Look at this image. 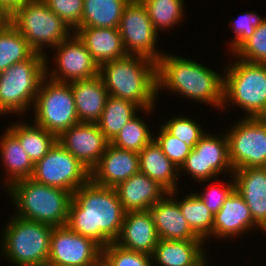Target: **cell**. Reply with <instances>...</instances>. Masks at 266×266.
<instances>
[{
  "label": "cell",
  "mask_w": 266,
  "mask_h": 266,
  "mask_svg": "<svg viewBox=\"0 0 266 266\" xmlns=\"http://www.w3.org/2000/svg\"><path fill=\"white\" fill-rule=\"evenodd\" d=\"M124 215L115 189L89 180L73 192L67 226L103 248L119 237Z\"/></svg>",
  "instance_id": "1"
},
{
  "label": "cell",
  "mask_w": 266,
  "mask_h": 266,
  "mask_svg": "<svg viewBox=\"0 0 266 266\" xmlns=\"http://www.w3.org/2000/svg\"><path fill=\"white\" fill-rule=\"evenodd\" d=\"M178 93L216 108L223 104V75L196 60L163 54L157 62V93Z\"/></svg>",
  "instance_id": "2"
},
{
  "label": "cell",
  "mask_w": 266,
  "mask_h": 266,
  "mask_svg": "<svg viewBox=\"0 0 266 266\" xmlns=\"http://www.w3.org/2000/svg\"><path fill=\"white\" fill-rule=\"evenodd\" d=\"M108 95L134 102L142 111H153L157 99V63L138 56L127 55L99 66Z\"/></svg>",
  "instance_id": "3"
},
{
  "label": "cell",
  "mask_w": 266,
  "mask_h": 266,
  "mask_svg": "<svg viewBox=\"0 0 266 266\" xmlns=\"http://www.w3.org/2000/svg\"><path fill=\"white\" fill-rule=\"evenodd\" d=\"M6 191L14 203L16 217L52 227L67 225L73 193L31 178L13 183Z\"/></svg>",
  "instance_id": "4"
},
{
  "label": "cell",
  "mask_w": 266,
  "mask_h": 266,
  "mask_svg": "<svg viewBox=\"0 0 266 266\" xmlns=\"http://www.w3.org/2000/svg\"><path fill=\"white\" fill-rule=\"evenodd\" d=\"M235 60L224 70L222 111L231 103L244 117L266 118V64Z\"/></svg>",
  "instance_id": "5"
},
{
  "label": "cell",
  "mask_w": 266,
  "mask_h": 266,
  "mask_svg": "<svg viewBox=\"0 0 266 266\" xmlns=\"http://www.w3.org/2000/svg\"><path fill=\"white\" fill-rule=\"evenodd\" d=\"M9 220L2 231L0 246L8 262L15 266H47L54 227L15 215Z\"/></svg>",
  "instance_id": "6"
},
{
  "label": "cell",
  "mask_w": 266,
  "mask_h": 266,
  "mask_svg": "<svg viewBox=\"0 0 266 266\" xmlns=\"http://www.w3.org/2000/svg\"><path fill=\"white\" fill-rule=\"evenodd\" d=\"M45 76L46 58L39 53L0 73V115L31 110Z\"/></svg>",
  "instance_id": "7"
},
{
  "label": "cell",
  "mask_w": 266,
  "mask_h": 266,
  "mask_svg": "<svg viewBox=\"0 0 266 266\" xmlns=\"http://www.w3.org/2000/svg\"><path fill=\"white\" fill-rule=\"evenodd\" d=\"M9 22L28 41L35 53L46 56L45 45L56 47L69 38L74 31L43 0H30L17 8Z\"/></svg>",
  "instance_id": "8"
},
{
  "label": "cell",
  "mask_w": 266,
  "mask_h": 266,
  "mask_svg": "<svg viewBox=\"0 0 266 266\" xmlns=\"http://www.w3.org/2000/svg\"><path fill=\"white\" fill-rule=\"evenodd\" d=\"M33 107L34 123L57 137L79 123L70 83L45 76Z\"/></svg>",
  "instance_id": "9"
},
{
  "label": "cell",
  "mask_w": 266,
  "mask_h": 266,
  "mask_svg": "<svg viewBox=\"0 0 266 266\" xmlns=\"http://www.w3.org/2000/svg\"><path fill=\"white\" fill-rule=\"evenodd\" d=\"M241 119L226 133L233 170L266 167V118Z\"/></svg>",
  "instance_id": "10"
},
{
  "label": "cell",
  "mask_w": 266,
  "mask_h": 266,
  "mask_svg": "<svg viewBox=\"0 0 266 266\" xmlns=\"http://www.w3.org/2000/svg\"><path fill=\"white\" fill-rule=\"evenodd\" d=\"M31 179L73 193L90 180V171L57 141L34 164Z\"/></svg>",
  "instance_id": "11"
},
{
  "label": "cell",
  "mask_w": 266,
  "mask_h": 266,
  "mask_svg": "<svg viewBox=\"0 0 266 266\" xmlns=\"http://www.w3.org/2000/svg\"><path fill=\"white\" fill-rule=\"evenodd\" d=\"M118 29L127 55L143 56L157 63L165 53L156 48L159 32L141 0H129L125 5Z\"/></svg>",
  "instance_id": "12"
},
{
  "label": "cell",
  "mask_w": 266,
  "mask_h": 266,
  "mask_svg": "<svg viewBox=\"0 0 266 266\" xmlns=\"http://www.w3.org/2000/svg\"><path fill=\"white\" fill-rule=\"evenodd\" d=\"M183 170L185 174L187 172L198 183L210 182L220 173L231 172L230 174H233L226 132L222 134V137L221 135L217 137L215 134L205 133L191 149L179 172L182 173Z\"/></svg>",
  "instance_id": "13"
},
{
  "label": "cell",
  "mask_w": 266,
  "mask_h": 266,
  "mask_svg": "<svg viewBox=\"0 0 266 266\" xmlns=\"http://www.w3.org/2000/svg\"><path fill=\"white\" fill-rule=\"evenodd\" d=\"M102 247L67 225L54 227L50 236L47 266H99Z\"/></svg>",
  "instance_id": "14"
},
{
  "label": "cell",
  "mask_w": 266,
  "mask_h": 266,
  "mask_svg": "<svg viewBox=\"0 0 266 266\" xmlns=\"http://www.w3.org/2000/svg\"><path fill=\"white\" fill-rule=\"evenodd\" d=\"M56 48V49H55ZM52 71L48 69L49 62L46 58V76L58 82L70 83L76 80L91 79L99 75V66L92 59L91 53L79 37L73 33L56 47ZM48 65V66H47ZM50 71V72H49Z\"/></svg>",
  "instance_id": "15"
},
{
  "label": "cell",
  "mask_w": 266,
  "mask_h": 266,
  "mask_svg": "<svg viewBox=\"0 0 266 266\" xmlns=\"http://www.w3.org/2000/svg\"><path fill=\"white\" fill-rule=\"evenodd\" d=\"M57 141L91 171L110 143L96 123L79 122L62 132Z\"/></svg>",
  "instance_id": "16"
},
{
  "label": "cell",
  "mask_w": 266,
  "mask_h": 266,
  "mask_svg": "<svg viewBox=\"0 0 266 266\" xmlns=\"http://www.w3.org/2000/svg\"><path fill=\"white\" fill-rule=\"evenodd\" d=\"M139 154L108 144L99 162L90 171V180L99 186L114 188L139 172Z\"/></svg>",
  "instance_id": "17"
},
{
  "label": "cell",
  "mask_w": 266,
  "mask_h": 266,
  "mask_svg": "<svg viewBox=\"0 0 266 266\" xmlns=\"http://www.w3.org/2000/svg\"><path fill=\"white\" fill-rule=\"evenodd\" d=\"M158 241L159 237L149 210L125 212L116 244L128 250L152 255Z\"/></svg>",
  "instance_id": "18"
},
{
  "label": "cell",
  "mask_w": 266,
  "mask_h": 266,
  "mask_svg": "<svg viewBox=\"0 0 266 266\" xmlns=\"http://www.w3.org/2000/svg\"><path fill=\"white\" fill-rule=\"evenodd\" d=\"M235 190L243 197L254 222L266 233V167L233 171Z\"/></svg>",
  "instance_id": "19"
},
{
  "label": "cell",
  "mask_w": 266,
  "mask_h": 266,
  "mask_svg": "<svg viewBox=\"0 0 266 266\" xmlns=\"http://www.w3.org/2000/svg\"><path fill=\"white\" fill-rule=\"evenodd\" d=\"M254 227L260 228L253 220L250 209L243 197L234 190L225 200L221 209L214 215L213 238H231L250 233ZM250 229V230H249Z\"/></svg>",
  "instance_id": "20"
},
{
  "label": "cell",
  "mask_w": 266,
  "mask_h": 266,
  "mask_svg": "<svg viewBox=\"0 0 266 266\" xmlns=\"http://www.w3.org/2000/svg\"><path fill=\"white\" fill-rule=\"evenodd\" d=\"M114 189L125 212L149 210L168 193L156 181L140 172Z\"/></svg>",
  "instance_id": "21"
},
{
  "label": "cell",
  "mask_w": 266,
  "mask_h": 266,
  "mask_svg": "<svg viewBox=\"0 0 266 266\" xmlns=\"http://www.w3.org/2000/svg\"><path fill=\"white\" fill-rule=\"evenodd\" d=\"M149 211L159 239L203 241L191 230L178 203L168 193Z\"/></svg>",
  "instance_id": "22"
},
{
  "label": "cell",
  "mask_w": 266,
  "mask_h": 266,
  "mask_svg": "<svg viewBox=\"0 0 266 266\" xmlns=\"http://www.w3.org/2000/svg\"><path fill=\"white\" fill-rule=\"evenodd\" d=\"M74 33L83 42L98 66L127 56L119 29L77 27Z\"/></svg>",
  "instance_id": "23"
},
{
  "label": "cell",
  "mask_w": 266,
  "mask_h": 266,
  "mask_svg": "<svg viewBox=\"0 0 266 266\" xmlns=\"http://www.w3.org/2000/svg\"><path fill=\"white\" fill-rule=\"evenodd\" d=\"M70 86L79 122L96 123L109 96L101 77L72 81Z\"/></svg>",
  "instance_id": "24"
},
{
  "label": "cell",
  "mask_w": 266,
  "mask_h": 266,
  "mask_svg": "<svg viewBox=\"0 0 266 266\" xmlns=\"http://www.w3.org/2000/svg\"><path fill=\"white\" fill-rule=\"evenodd\" d=\"M203 247V241L159 239L152 262L160 266H201L208 259Z\"/></svg>",
  "instance_id": "25"
},
{
  "label": "cell",
  "mask_w": 266,
  "mask_h": 266,
  "mask_svg": "<svg viewBox=\"0 0 266 266\" xmlns=\"http://www.w3.org/2000/svg\"><path fill=\"white\" fill-rule=\"evenodd\" d=\"M138 154L140 173L156 181L168 193L178 190L179 169L162 152L160 145L154 138Z\"/></svg>",
  "instance_id": "26"
},
{
  "label": "cell",
  "mask_w": 266,
  "mask_h": 266,
  "mask_svg": "<svg viewBox=\"0 0 266 266\" xmlns=\"http://www.w3.org/2000/svg\"><path fill=\"white\" fill-rule=\"evenodd\" d=\"M0 159L7 169L4 190L17 181L31 178L34 164L22 148L19 139L8 128L0 137Z\"/></svg>",
  "instance_id": "27"
},
{
  "label": "cell",
  "mask_w": 266,
  "mask_h": 266,
  "mask_svg": "<svg viewBox=\"0 0 266 266\" xmlns=\"http://www.w3.org/2000/svg\"><path fill=\"white\" fill-rule=\"evenodd\" d=\"M32 124L16 121L8 129L19 139L22 148L35 164L54 146L57 136L34 122Z\"/></svg>",
  "instance_id": "28"
},
{
  "label": "cell",
  "mask_w": 266,
  "mask_h": 266,
  "mask_svg": "<svg viewBox=\"0 0 266 266\" xmlns=\"http://www.w3.org/2000/svg\"><path fill=\"white\" fill-rule=\"evenodd\" d=\"M129 0H84L78 27L119 28L125 5Z\"/></svg>",
  "instance_id": "29"
},
{
  "label": "cell",
  "mask_w": 266,
  "mask_h": 266,
  "mask_svg": "<svg viewBox=\"0 0 266 266\" xmlns=\"http://www.w3.org/2000/svg\"><path fill=\"white\" fill-rule=\"evenodd\" d=\"M140 109L142 110L139 105L130 100L108 96L104 110L96 124L105 138L111 142Z\"/></svg>",
  "instance_id": "30"
},
{
  "label": "cell",
  "mask_w": 266,
  "mask_h": 266,
  "mask_svg": "<svg viewBox=\"0 0 266 266\" xmlns=\"http://www.w3.org/2000/svg\"><path fill=\"white\" fill-rule=\"evenodd\" d=\"M172 191L168 194L178 203L182 215L187 220L191 230L204 242L212 236V226L214 215L209 211L206 205L194 193H189L182 200L177 201V192Z\"/></svg>",
  "instance_id": "31"
},
{
  "label": "cell",
  "mask_w": 266,
  "mask_h": 266,
  "mask_svg": "<svg viewBox=\"0 0 266 266\" xmlns=\"http://www.w3.org/2000/svg\"><path fill=\"white\" fill-rule=\"evenodd\" d=\"M34 53L28 41L9 21L0 26V73L29 59Z\"/></svg>",
  "instance_id": "32"
},
{
  "label": "cell",
  "mask_w": 266,
  "mask_h": 266,
  "mask_svg": "<svg viewBox=\"0 0 266 266\" xmlns=\"http://www.w3.org/2000/svg\"><path fill=\"white\" fill-rule=\"evenodd\" d=\"M141 1L146 6L152 25L158 32L171 29L183 20L184 0Z\"/></svg>",
  "instance_id": "33"
},
{
  "label": "cell",
  "mask_w": 266,
  "mask_h": 266,
  "mask_svg": "<svg viewBox=\"0 0 266 266\" xmlns=\"http://www.w3.org/2000/svg\"><path fill=\"white\" fill-rule=\"evenodd\" d=\"M146 122L136 115L133 117L110 142L113 146L123 149L140 152L153 138Z\"/></svg>",
  "instance_id": "34"
},
{
  "label": "cell",
  "mask_w": 266,
  "mask_h": 266,
  "mask_svg": "<svg viewBox=\"0 0 266 266\" xmlns=\"http://www.w3.org/2000/svg\"><path fill=\"white\" fill-rule=\"evenodd\" d=\"M152 256L125 249L115 242L102 248L103 266H154Z\"/></svg>",
  "instance_id": "35"
},
{
  "label": "cell",
  "mask_w": 266,
  "mask_h": 266,
  "mask_svg": "<svg viewBox=\"0 0 266 266\" xmlns=\"http://www.w3.org/2000/svg\"><path fill=\"white\" fill-rule=\"evenodd\" d=\"M232 54L244 61L266 64V19Z\"/></svg>",
  "instance_id": "36"
},
{
  "label": "cell",
  "mask_w": 266,
  "mask_h": 266,
  "mask_svg": "<svg viewBox=\"0 0 266 266\" xmlns=\"http://www.w3.org/2000/svg\"><path fill=\"white\" fill-rule=\"evenodd\" d=\"M162 125L171 135L183 141L191 148L200 141L201 137L208 132L203 131L196 120L184 115L173 117Z\"/></svg>",
  "instance_id": "37"
},
{
  "label": "cell",
  "mask_w": 266,
  "mask_h": 266,
  "mask_svg": "<svg viewBox=\"0 0 266 266\" xmlns=\"http://www.w3.org/2000/svg\"><path fill=\"white\" fill-rule=\"evenodd\" d=\"M158 131L159 134L154 135V139L160 145L162 152L168 159L180 169L192 148L171 135L162 125Z\"/></svg>",
  "instance_id": "38"
},
{
  "label": "cell",
  "mask_w": 266,
  "mask_h": 266,
  "mask_svg": "<svg viewBox=\"0 0 266 266\" xmlns=\"http://www.w3.org/2000/svg\"><path fill=\"white\" fill-rule=\"evenodd\" d=\"M265 17L259 16L256 12H246L245 14L240 15L235 20H230L232 31H234V38L230 41L229 44L230 51L232 53L251 35L254 33L255 28L262 24L265 20Z\"/></svg>",
  "instance_id": "39"
},
{
  "label": "cell",
  "mask_w": 266,
  "mask_h": 266,
  "mask_svg": "<svg viewBox=\"0 0 266 266\" xmlns=\"http://www.w3.org/2000/svg\"><path fill=\"white\" fill-rule=\"evenodd\" d=\"M73 31L80 25L84 0H43Z\"/></svg>",
  "instance_id": "40"
},
{
  "label": "cell",
  "mask_w": 266,
  "mask_h": 266,
  "mask_svg": "<svg viewBox=\"0 0 266 266\" xmlns=\"http://www.w3.org/2000/svg\"><path fill=\"white\" fill-rule=\"evenodd\" d=\"M232 181H227V184L217 186L212 185L209 188H205L201 194L196 192V196L206 205L209 211L215 215L222 207L225 200L235 190V180L233 174L231 175Z\"/></svg>",
  "instance_id": "41"
},
{
  "label": "cell",
  "mask_w": 266,
  "mask_h": 266,
  "mask_svg": "<svg viewBox=\"0 0 266 266\" xmlns=\"http://www.w3.org/2000/svg\"><path fill=\"white\" fill-rule=\"evenodd\" d=\"M30 0H0L1 8L10 16L17 8Z\"/></svg>",
  "instance_id": "42"
},
{
  "label": "cell",
  "mask_w": 266,
  "mask_h": 266,
  "mask_svg": "<svg viewBox=\"0 0 266 266\" xmlns=\"http://www.w3.org/2000/svg\"><path fill=\"white\" fill-rule=\"evenodd\" d=\"M9 21V15L8 14H0V26L3 23H6Z\"/></svg>",
  "instance_id": "43"
},
{
  "label": "cell",
  "mask_w": 266,
  "mask_h": 266,
  "mask_svg": "<svg viewBox=\"0 0 266 266\" xmlns=\"http://www.w3.org/2000/svg\"><path fill=\"white\" fill-rule=\"evenodd\" d=\"M0 14H7L0 6Z\"/></svg>",
  "instance_id": "44"
},
{
  "label": "cell",
  "mask_w": 266,
  "mask_h": 266,
  "mask_svg": "<svg viewBox=\"0 0 266 266\" xmlns=\"http://www.w3.org/2000/svg\"><path fill=\"white\" fill-rule=\"evenodd\" d=\"M208 262H209V260L208 261L206 260L201 266H208L207 265V264H209Z\"/></svg>",
  "instance_id": "45"
}]
</instances>
